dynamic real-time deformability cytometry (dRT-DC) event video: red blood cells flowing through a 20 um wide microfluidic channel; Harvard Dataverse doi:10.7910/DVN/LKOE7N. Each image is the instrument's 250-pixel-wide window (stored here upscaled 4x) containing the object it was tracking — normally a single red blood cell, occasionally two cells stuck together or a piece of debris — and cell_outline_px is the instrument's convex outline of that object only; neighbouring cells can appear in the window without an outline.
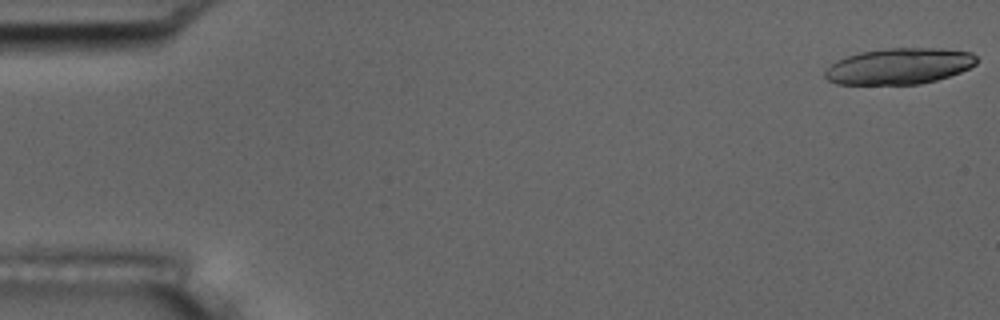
{"species": "common noctule bat (a hibernating species)", "species_latin": "Nyctalus noctula", "temperature_condition": "room temperature", "stored_images_in_passage": 19, "camera_frame_rate_fps": 3000, "um_per_image_px": 0.085, "animal": {"sex": "male", "body_mass_g": 17.5, "forearm_length_mm": 52.3}, "frame": {"image": 1, "passage_image": 1, "time_ms": 0.0, "image_size_px": [1000, 320], "cell_outline_px": [[976, 64], [960, 72], [936, 80], [920, 84], [836, 84], [828, 80], [824, 76], [824, 72], [836, 60], [860, 52], [888, 48], [940, 48], [972, 52], [976, 56]], "centroid_in_image_um": [76.43, 5.62], "position_along_channel_um": 8.6, "area_um2": 31.79}}